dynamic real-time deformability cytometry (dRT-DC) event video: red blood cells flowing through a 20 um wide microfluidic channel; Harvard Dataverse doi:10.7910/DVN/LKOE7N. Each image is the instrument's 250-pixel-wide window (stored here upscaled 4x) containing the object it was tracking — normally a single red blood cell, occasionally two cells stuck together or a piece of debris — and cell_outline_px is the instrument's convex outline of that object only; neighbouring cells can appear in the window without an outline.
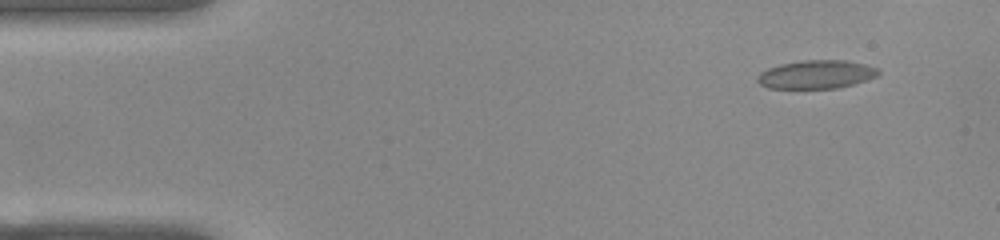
{"species": "common noctule bat (a hibernating species)", "species_latin": "Nyctalus noctula", "temperature_condition": "warm", "stored_images_in_passage": 42, "camera_frame_rate_fps": 3000, "um_per_image_px": 0.085, "animal": {"sex": "female", "body_mass_g": 22.0, "forearm_length_mm": 56.7}, "frame": {"image": 1, "passage_image": 5, "time_ms": 1.333, "image_size_px": [1000, 240], "cell_outline_px": [[880, 72], [876, 76], [852, 84], [836, 88], [768, 88], [760, 84], [756, 80], [756, 76], [760, 72], [768, 68], [780, 64], [804, 60], [844, 60], [864, 64], [880, 68]], "centroid_in_image_um": [69.36, 6.32], "position_along_channel_um": 15.6, "area_um2": 19.94}}
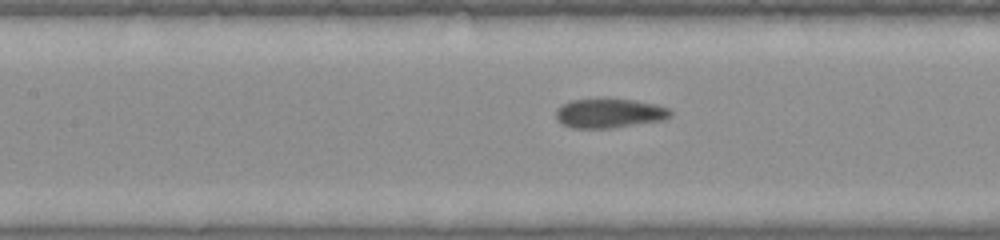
{"frame": {"image": 2, "passage_image": 24, "time_ms": 7.667, "image_size_px": [1000, 240], "cell_outline_px": [[672, 116], [664, 120], [612, 128], [572, 128], [560, 124], [556, 120], [556, 108], [560, 104], [572, 100], [608, 96], [636, 100], [656, 104], [668, 108], [672, 112]], "centroid_in_image_um": [51.76, 9.59], "position_along_channel_um": 155.6, "area_um2": 20.52}}
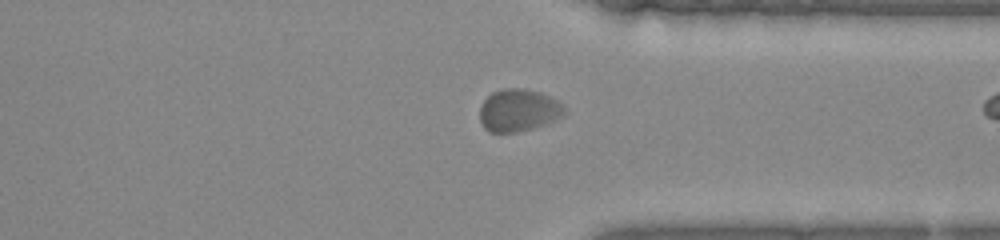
{"frame": {"image": 3, "passage_image": 41, "time_ms": 13.333, "image_size_px": [1000, 240], "cell_outline_px": [[568, 112], [564, 116], [544, 124], [532, 128], [516, 132], [488, 132], [484, 128], [480, 120], [480, 108], [484, 100], [492, 92], [500, 88], [524, 88], [540, 92], [564, 104], [568, 108]], "centroid_in_image_um": [44.1, 9.36], "position_along_channel_um": 367.3, "area_um2": 21.15}}